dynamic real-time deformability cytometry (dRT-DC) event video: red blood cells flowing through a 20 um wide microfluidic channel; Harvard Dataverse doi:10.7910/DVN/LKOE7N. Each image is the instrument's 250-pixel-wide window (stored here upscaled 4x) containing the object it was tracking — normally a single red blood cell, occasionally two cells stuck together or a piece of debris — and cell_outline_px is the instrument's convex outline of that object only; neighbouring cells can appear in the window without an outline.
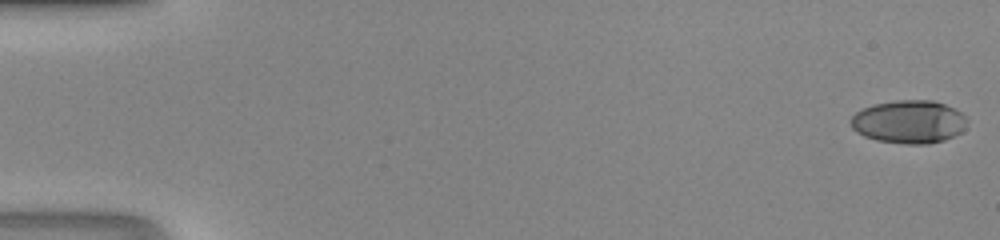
{"species": "human", "species_latin": "Homo sapiens", "temperature_condition": "room temperature", "stored_images_in_passage": 48, "camera_frame_rate_fps": 3000, "um_per_image_px": 0.085, "donor": {"sex": "male"}, "frame": {"image": 1, "passage_image": 1, "time_ms": 0.0, "image_size_px": [1000, 240], "cell_outline_px": [[968, 120], [964, 128], [960, 132], [944, 140], [928, 144], [904, 144], [876, 140], [864, 136], [856, 132], [852, 128], [852, 116], [856, 112], [872, 104], [896, 100], [932, 100], [944, 104], [960, 112]], "centroid_in_image_um": [77.24, 10.35], "position_along_channel_um": 7.8, "area_um2": 29.13}}
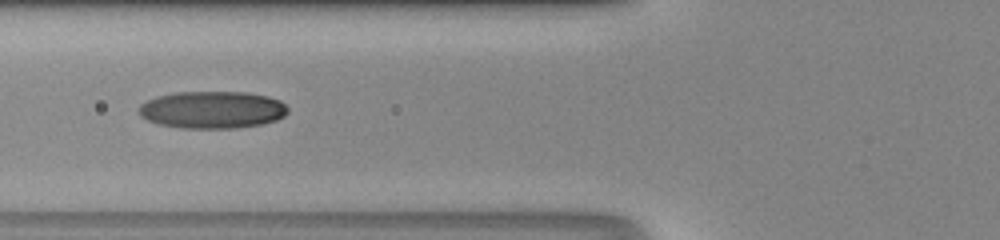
{"frame": {"image": 2, "passage_image": 20, "time_ms": 6.333, "image_size_px": [1000, 240], "cell_outline_px": [[288, 112], [284, 116], [276, 120], [260, 124], [236, 128], [184, 128], [160, 124], [148, 120], [140, 116], [140, 104], [156, 96], [176, 92], [244, 92], [268, 96], [280, 100], [288, 108]], "centroid_in_image_um": [18.06, 9.32], "position_along_channel_um": 107.7, "area_um2": 32.25}}
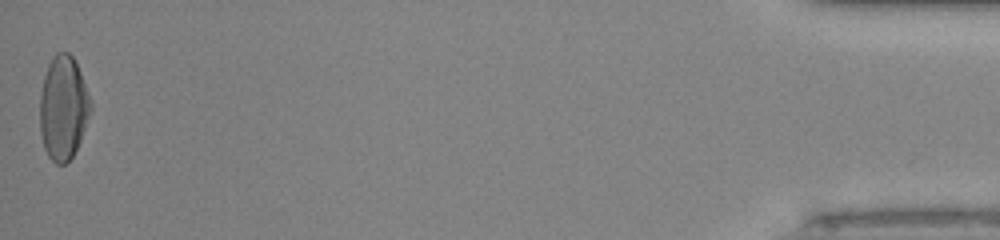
{"frame": {"image": 3, "passage_image": 48, "time_ms": 15.667, "image_size_px": [1000, 240], "cell_outline_px": [[92, 108], [80, 140], [72, 156], [64, 164], [56, 164], [48, 156], [44, 148], [40, 132], [40, 96], [44, 76], [48, 64], [52, 56], [56, 52], [68, 52], [72, 56], [80, 72], [92, 104]], "centroid_in_image_um": [5.36, 9.16], "position_along_channel_um": 429.8, "area_um2": 30.52}}